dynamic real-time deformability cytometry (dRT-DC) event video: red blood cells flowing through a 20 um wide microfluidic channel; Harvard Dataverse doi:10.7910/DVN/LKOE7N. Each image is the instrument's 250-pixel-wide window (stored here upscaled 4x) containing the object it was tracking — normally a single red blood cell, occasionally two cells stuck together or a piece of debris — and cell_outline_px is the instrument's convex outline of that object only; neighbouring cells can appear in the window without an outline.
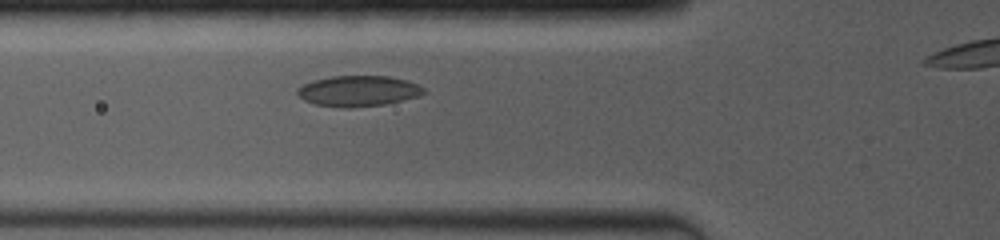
{"species": "common noctule bat (a hibernating species)", "species_latin": "Nyctalus noctula", "temperature_condition": "room temperature", "stored_images_in_passage": 25, "segment_of_instrument_passage": [1, 2], "camera_frame_rate_fps": 4000, "um_per_image_px": 0.085, "animal": {"sex": "female", "body_mass_g": 19.0, "forearm_length_mm": 53.3}, "frame": {"image": 1, "passage_image": 6, "time_ms": 2.5, "image_size_px": [1000, 240], "cell_outline_px": [[424, 92], [416, 96], [384, 104], [348, 108], [316, 104], [304, 100], [296, 92], [296, 88], [312, 80], [332, 76], [388, 76], [408, 80], [424, 88]], "centroid_in_image_um": [30.41, 7.72], "position_along_channel_um": 95.4, "area_um2": 22.31}}
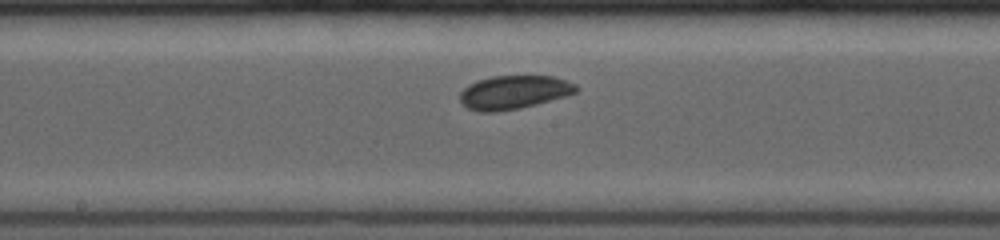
{"frame": {"image": 2, "passage_image": 12, "time_ms": 5.25, "image_size_px": [1000, 240], "cell_outline_px": [[580, 88], [576, 92], [564, 96], [536, 104], [520, 108], [496, 112], [480, 112], [468, 108], [460, 104], [460, 92], [468, 84], [476, 80], [492, 76], [552, 76], [576, 84]], "centroid_in_image_um": [43.63, 7.84], "position_along_channel_um": 204.6, "area_um2": 22.77}}
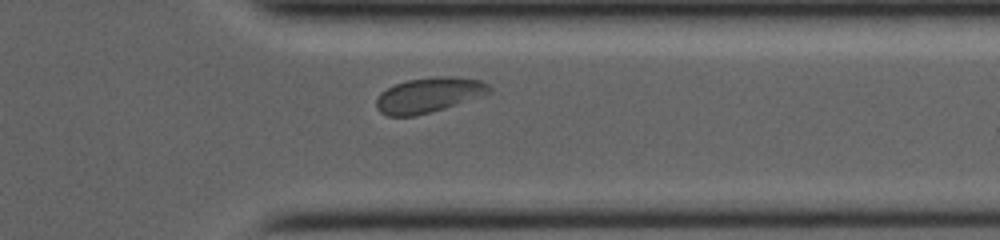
{"frame": {"image": 3, "passage_image": 21, "time_ms": 9.5, "image_size_px": [1000, 240], "cell_outline_px": [[492, 92], [484, 96], [444, 108], [416, 116], [388, 116], [380, 112], [376, 108], [376, 100], [380, 92], [396, 84], [408, 80], [436, 76], [456, 76], [480, 80], [488, 84], [492, 88]], "centroid_in_image_um": [36.48, 8.07], "position_along_channel_um": 374.9, "area_um2": 23.24}}